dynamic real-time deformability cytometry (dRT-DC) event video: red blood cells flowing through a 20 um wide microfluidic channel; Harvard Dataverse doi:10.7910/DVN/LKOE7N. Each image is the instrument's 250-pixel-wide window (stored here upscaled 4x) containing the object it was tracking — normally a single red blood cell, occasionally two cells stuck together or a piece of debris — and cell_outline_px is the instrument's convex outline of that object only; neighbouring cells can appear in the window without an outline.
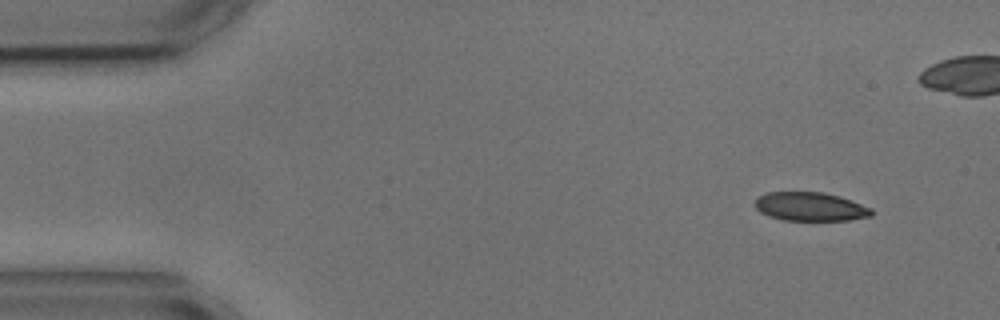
{"species": "common noctule bat (a hibernating species)", "species_latin": "Nyctalus noctula", "temperature_condition": "cold", "stored_images_in_passage": 6, "camera_frame_rate_fps": 3000, "um_per_image_px": 0.085, "animal": {"sex": "male", "body_mass_g": 17.9, "forearm_length_mm": 54.2}, "frame": {"image": 1, "passage_image": 1, "time_ms": 0.0, "image_size_px": [1000, 320], "cell_outline_px": [[876, 212], [872, 216], [848, 220], [784, 220], [768, 216], [760, 212], [752, 204], [756, 196], [768, 192], [824, 192], [840, 196], [852, 200], [872, 208]], "centroid_in_image_um": [68.87, 17.56], "position_along_channel_um": 16.1, "area_um2": 19.88}}